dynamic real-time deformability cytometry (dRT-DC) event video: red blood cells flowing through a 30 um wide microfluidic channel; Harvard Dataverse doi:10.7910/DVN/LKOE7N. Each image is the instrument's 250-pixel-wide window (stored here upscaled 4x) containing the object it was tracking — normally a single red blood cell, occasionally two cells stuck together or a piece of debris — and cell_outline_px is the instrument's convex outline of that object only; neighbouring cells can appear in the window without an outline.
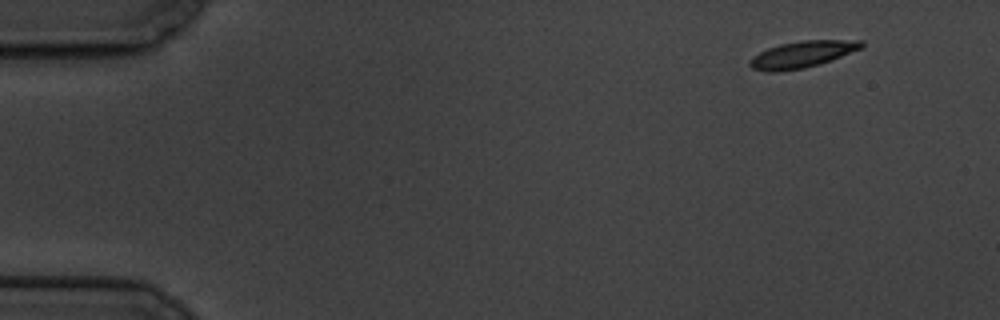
{"species": "common noctule bat (a hibernating species)", "species_latin": "Nyctalus noctula", "temperature_condition": "cold", "stored_images_in_passage": 5, "camera_frame_rate_fps": 3000, "um_per_image_px": 0.085, "animal": {"sex": "male", "body_mass_g": 19.5, "forearm_length_mm": 54.6}, "frame": {"image": 1, "passage_image": 1, "time_ms": 0.0, "image_size_px": [1000, 320], "cell_outline_px": [[864, 48], [804, 68], [776, 72], [768, 72], [752, 68], [748, 64], [748, 60], [752, 56], [768, 48], [780, 44], [804, 40], [864, 40]], "centroid_in_image_um": [68.16, 4.61], "position_along_channel_um": 16.8, "area_um2": 17.17}}
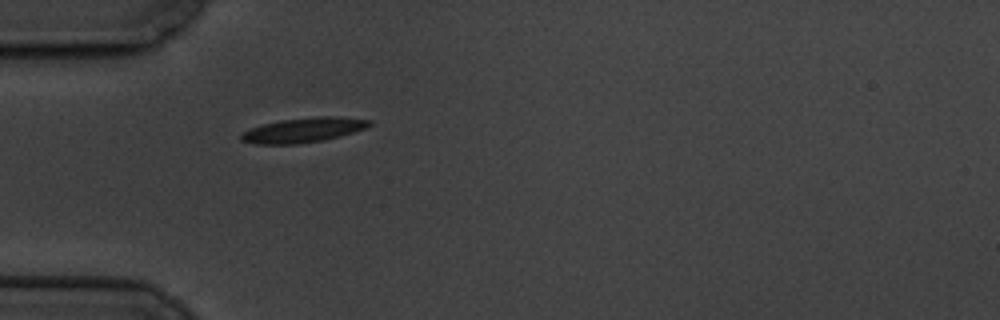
{"frame": {"image": 2, "passage_image": 5, "time_ms": 4.333, "image_size_px": [1000, 320], "cell_outline_px": [[372, 124], [364, 128], [340, 136], [324, 140], [296, 144], [256, 144], [240, 140], [240, 136], [244, 132], [252, 128], [264, 124], [280, 120], [316, 116], [340, 116], [372, 120]], "centroid_in_image_um": [25.81, 11.05], "position_along_channel_um": 59.2, "area_um2": 18.38}}